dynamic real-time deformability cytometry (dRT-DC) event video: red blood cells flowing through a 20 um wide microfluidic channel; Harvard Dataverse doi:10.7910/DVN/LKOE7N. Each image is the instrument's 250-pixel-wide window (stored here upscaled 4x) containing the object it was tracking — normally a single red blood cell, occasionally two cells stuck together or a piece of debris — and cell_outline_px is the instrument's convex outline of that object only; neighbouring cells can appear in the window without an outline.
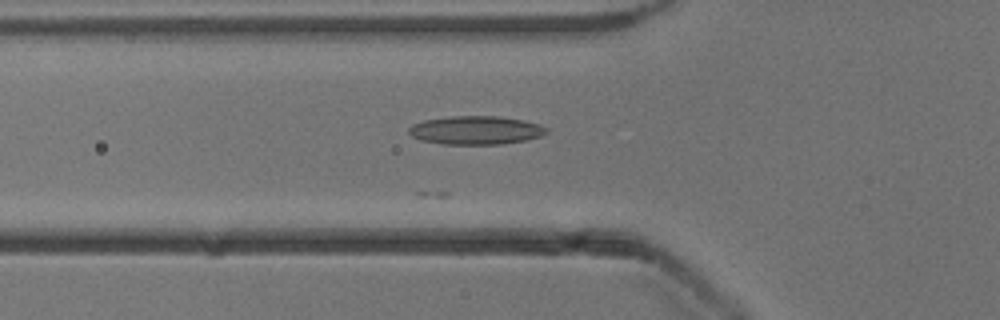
{"species": "common noctule bat (a hibernating species)", "species_latin": "Nyctalus noctula", "temperature_condition": "cold", "stored_images_in_passage": 20, "camera_frame_rate_fps": 3000, "um_per_image_px": 0.085, "animal": {"sex": "male", "body_mass_g": 13.3}, "frame": {"image": 1, "passage_image": 8, "time_ms": 2.333, "image_size_px": [1000, 320], "cell_outline_px": [[548, 132], [540, 136], [524, 140], [500, 144], [444, 144], [420, 140], [412, 136], [408, 132], [408, 128], [412, 124], [424, 120], [452, 116], [500, 116], [524, 120], [540, 124], [548, 128]], "centroid_in_image_um": [40.44, 11.06], "position_along_channel_um": 85.4, "area_um2": 22.89}}
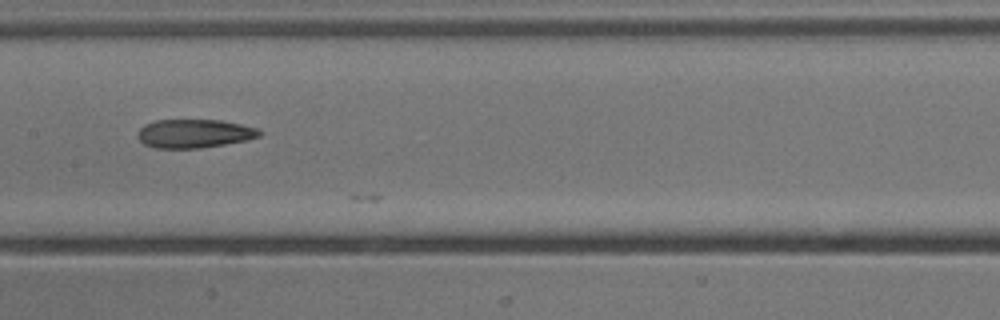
{"frame": {"image": 2, "passage_image": 16, "time_ms": 5.0, "image_size_px": [1000, 320], "cell_outline_px": [[264, 132], [260, 136], [248, 140], [200, 148], [156, 148], [144, 144], [136, 136], [140, 128], [144, 124], [156, 120], [220, 120], [260, 128]], "centroid_in_image_um": [16.54, 11.35], "position_along_channel_um": 190.9, "area_um2": 20.46}}
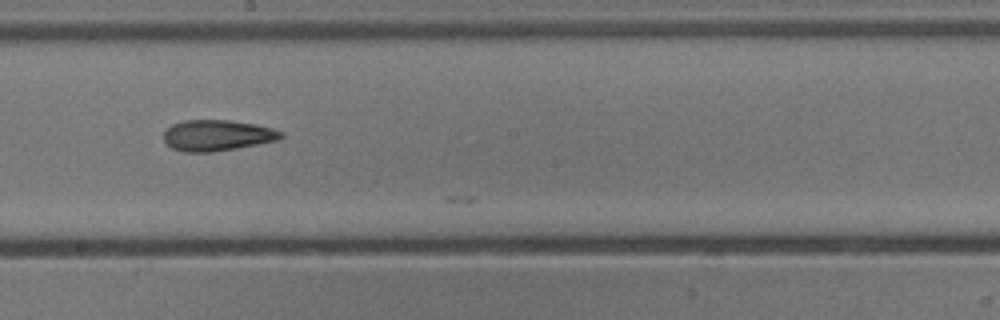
{"frame": {"image": 3, "passage_image": 19, "time_ms": 6.0, "image_size_px": [1000, 320], "cell_outline_px": [[284, 136], [276, 140], [236, 148], [212, 152], [184, 152], [172, 148], [164, 140], [164, 132], [172, 124], [184, 120], [228, 120], [256, 124], [272, 128], [284, 132]], "centroid_in_image_um": [18.46, 11.5], "position_along_channel_um": 229.7, "area_um2": 21.04}}